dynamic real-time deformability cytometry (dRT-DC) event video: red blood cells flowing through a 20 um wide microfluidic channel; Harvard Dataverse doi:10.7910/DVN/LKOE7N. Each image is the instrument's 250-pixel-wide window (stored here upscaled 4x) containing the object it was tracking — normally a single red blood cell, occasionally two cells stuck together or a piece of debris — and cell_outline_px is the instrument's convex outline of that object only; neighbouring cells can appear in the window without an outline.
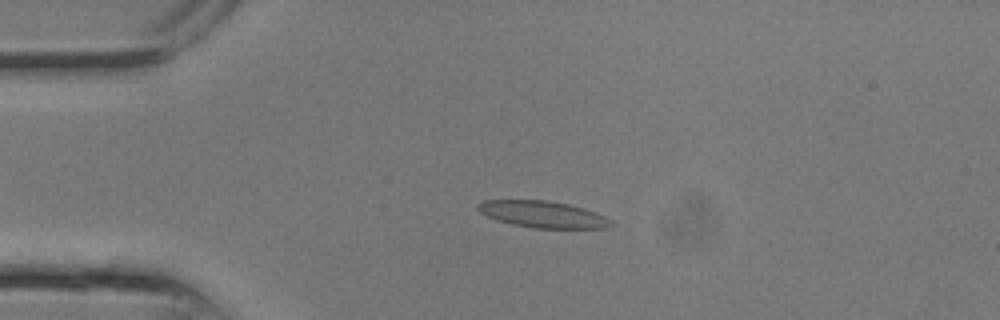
{"species": "common noctule bat (a hibernating species)", "species_latin": "Nyctalus noctula", "temperature_condition": "room temperature", "stored_images_in_passage": 11, "camera_frame_rate_fps": 3000, "um_per_image_px": 0.085, "animal": {"sex": "male", "body_mass_g": 13.3}, "frame": {"image": 1, "passage_image": 5, "time_ms": 1.333, "image_size_px": [1000, 320], "cell_outline_px": [[616, 224], [608, 228], [532, 228], [512, 224], [496, 220], [480, 212], [476, 208], [476, 204], [484, 200], [544, 200], [568, 204], [584, 208], [596, 212], [612, 220]], "centroid_in_image_um": [46.16, 18.22], "position_along_channel_um": 38.8, "area_um2": 20.81}}
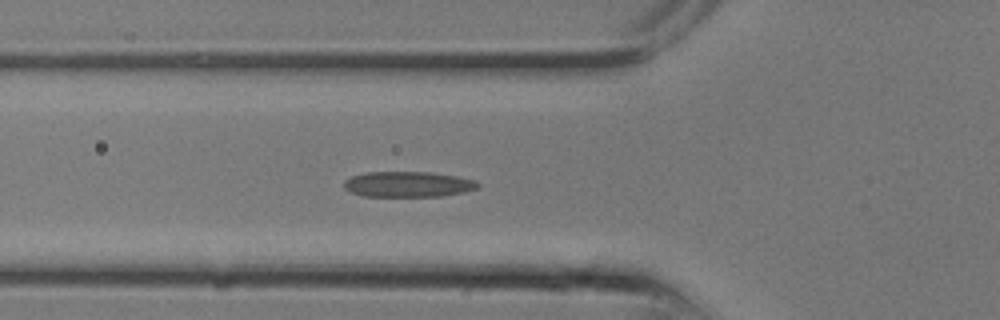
{"frame": {"image": 2, "passage_image": 8, "time_ms": 2.333, "image_size_px": [1000, 320], "cell_outline_px": [[480, 188], [464, 192], [440, 196], [364, 196], [348, 192], [344, 188], [344, 180], [352, 176], [368, 172], [432, 172], [456, 176], [476, 180], [480, 184]], "centroid_in_image_um": [34.69, 15.66], "position_along_channel_um": 91.1, "area_um2": 20.06}}
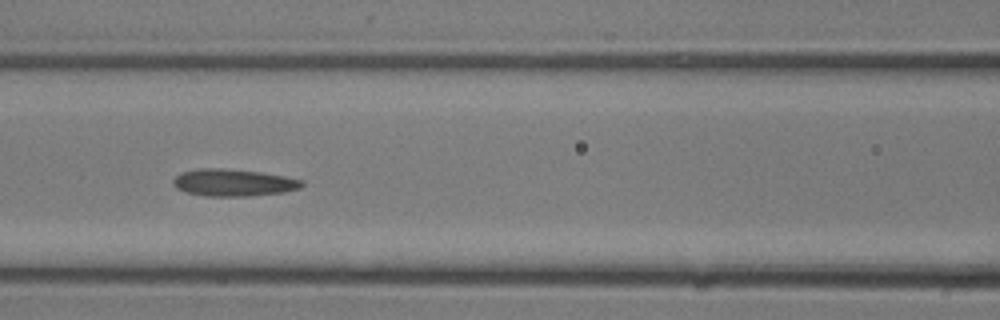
{"frame": {"image": 3, "passage_image": 10, "time_ms": 3.0, "image_size_px": [1000, 320], "cell_outline_px": [[304, 184], [300, 188], [284, 192], [248, 196], [204, 196], [188, 192], [176, 188], [172, 184], [172, 180], [180, 172], [200, 168], [224, 168], [260, 172], [284, 176], [304, 180]], "centroid_in_image_um": [19.83, 15.52], "position_along_channel_um": 146.8, "area_um2": 20.4}}